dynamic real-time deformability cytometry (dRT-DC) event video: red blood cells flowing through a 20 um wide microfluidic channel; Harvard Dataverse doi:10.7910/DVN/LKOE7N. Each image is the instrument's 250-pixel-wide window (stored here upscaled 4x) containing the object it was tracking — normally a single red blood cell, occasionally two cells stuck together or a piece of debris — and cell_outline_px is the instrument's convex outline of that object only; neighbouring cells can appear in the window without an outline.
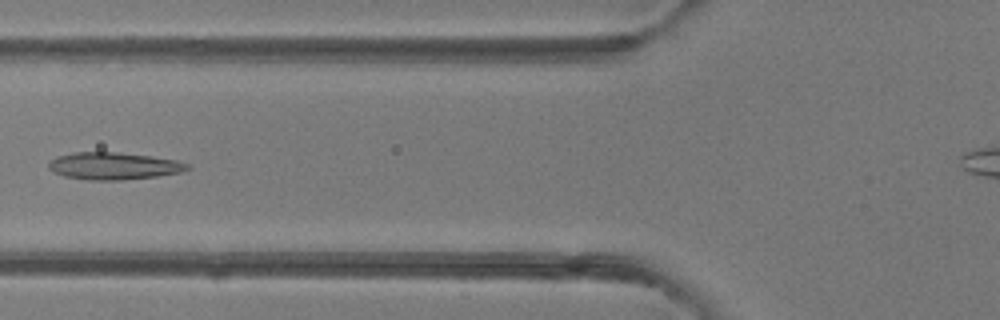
{"species": "common noctule bat (a hibernating species)", "species_latin": "Nyctalus noctula", "temperature_condition": "room temperature", "stored_images_in_passage": 7, "camera_frame_rate_fps": 3000, "um_per_image_px": 0.085, "animal": {"sex": "female"}, "frame": {"image": 1, "passage_image": 5, "time_ms": 4.667, "image_size_px": [1000, 320], "cell_outline_px": [[192, 168], [180, 172], [156, 176], [120, 180], [88, 180], [64, 176], [52, 172], [48, 168], [48, 160], [56, 156], [72, 152], [116, 152], [152, 156], [176, 160], [188, 164]], "centroid_in_image_um": [9.61, 14.1], "position_along_channel_um": 116.2, "area_um2": 22.14}}
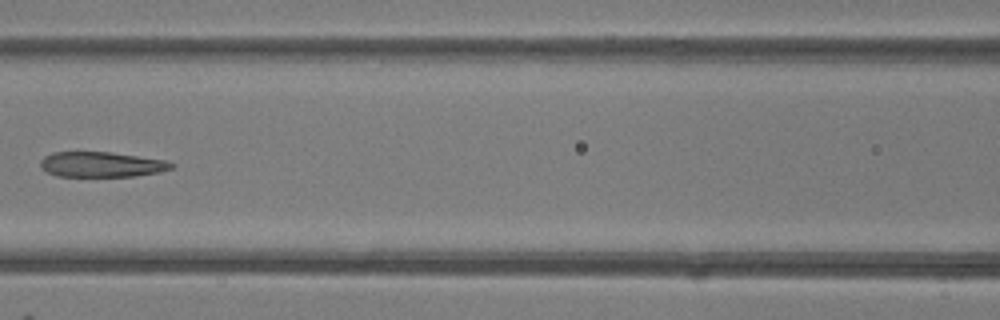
{"frame": {"image": 2, "passage_image": 6, "time_ms": 5.667, "image_size_px": [1000, 320], "cell_outline_px": [[176, 164], [172, 168], [160, 172], [136, 176], [56, 176], [40, 168], [40, 160], [44, 156], [52, 152], [108, 152], [168, 160]], "centroid_in_image_um": [8.64, 13.98], "position_along_channel_um": 158.0, "area_um2": 19.36}}
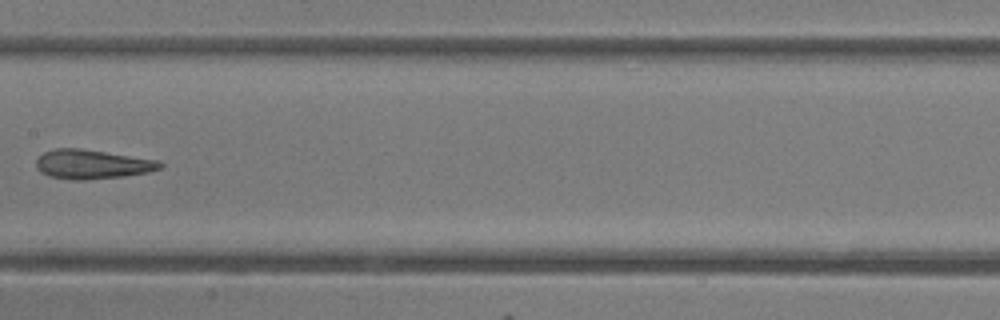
{"frame": {"image": 3, "passage_image": 7, "time_ms": 6.667, "image_size_px": [1000, 320], "cell_outline_px": [[164, 164], [160, 168], [148, 172], [124, 176], [84, 180], [72, 180], [48, 176], [40, 172], [36, 168], [36, 160], [44, 152], [56, 148], [80, 148], [160, 160]], "centroid_in_image_um": [7.83, 13.96], "position_along_channel_um": 199.6, "area_um2": 21.21}}